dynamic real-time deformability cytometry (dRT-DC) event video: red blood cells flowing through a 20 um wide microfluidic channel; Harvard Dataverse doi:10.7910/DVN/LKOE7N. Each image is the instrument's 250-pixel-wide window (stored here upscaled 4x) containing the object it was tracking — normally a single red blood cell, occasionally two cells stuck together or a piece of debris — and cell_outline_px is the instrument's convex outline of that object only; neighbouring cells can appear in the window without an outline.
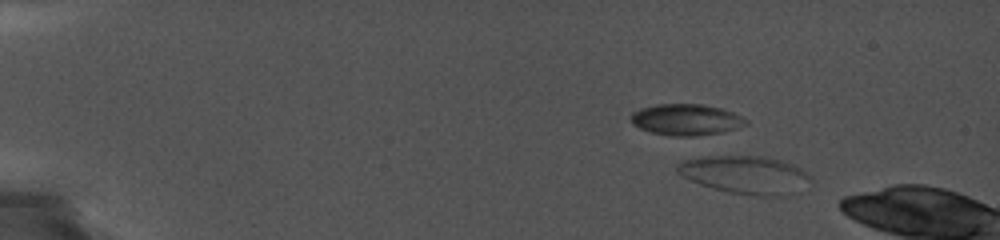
{"species": "common noctule bat (a hibernating species)", "species_latin": "Nyctalus noctula", "temperature_condition": "cold", "stored_images_in_passage": 19, "camera_frame_rate_fps": 5000, "um_per_image_px": 0.085, "animal": {"sex": "female", "body_mass_g": 19.0, "forearm_length_mm": 56.7}, "frame": {"image": 1, "passage_image": 1, "time_ms": 0.0, "image_size_px": [1000, 240], "cell_outline_px": [[812, 180], [776, 196], [756, 196], [728, 192], [700, 184], [676, 172], [676, 164], [680, 160], [704, 156], [764, 156], [780, 160], [792, 164], [808, 172], [812, 176]], "centroid_in_image_um": [63.26, 14.81], "position_along_channel_um": 21.7, "area_um2": 28.9}}